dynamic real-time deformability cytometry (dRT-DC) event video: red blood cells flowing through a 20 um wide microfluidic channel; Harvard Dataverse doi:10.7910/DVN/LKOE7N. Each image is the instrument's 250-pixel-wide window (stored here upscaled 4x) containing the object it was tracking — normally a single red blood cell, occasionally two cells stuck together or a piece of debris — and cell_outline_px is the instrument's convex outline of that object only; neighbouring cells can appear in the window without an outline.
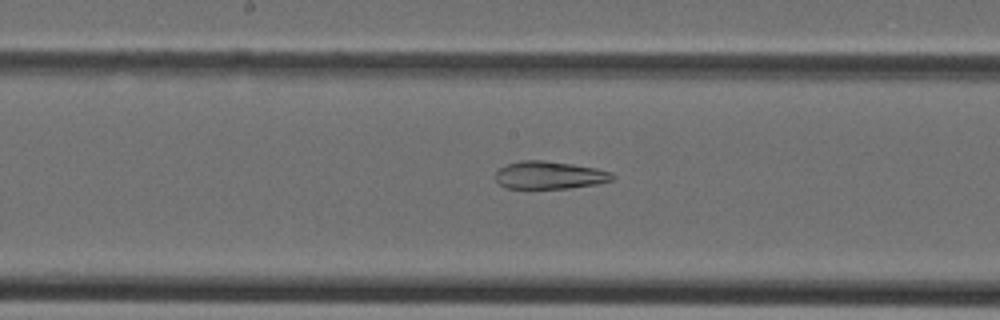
{"species": "Egyptian fruit bat (a non-hibernating species)", "species_latin": "Rousettus aegyptiacus", "temperature_condition": "cold", "stored_images_in_passage": 40, "camera_frame_rate_fps": 3000, "um_per_image_px": 0.085, "animal": {"sex": "female"}, "frame": {"image": 1, "passage_image": 21, "time_ms": 6.667, "image_size_px": [1000, 320], "cell_outline_px": [[616, 176], [612, 180], [600, 184], [568, 188], [504, 188], [496, 180], [496, 172], [500, 168], [508, 164], [520, 160], [544, 160], [572, 164], [596, 168], [612, 172]], "centroid_in_image_um": [46.74, 14.89], "position_along_channel_um": 201.5, "area_um2": 18.96}}
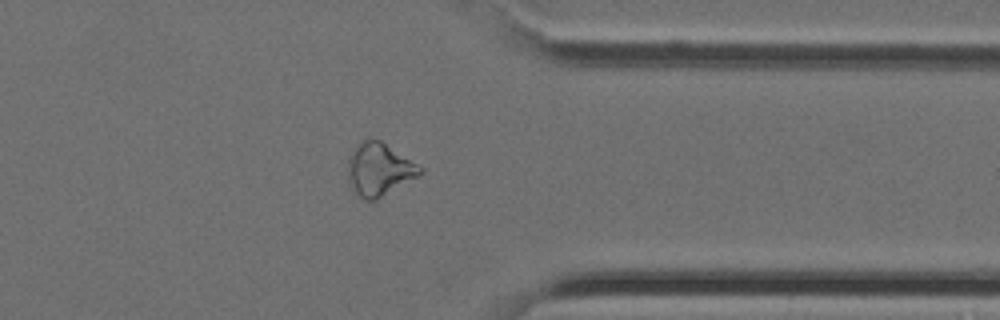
{"frame": {"image": 2, "passage_image": 32, "time_ms": 10.333, "image_size_px": [1000, 320], "cell_outline_px": [[424, 172], [376, 200], [360, 200], [352, 192], [348, 184], [348, 160], [352, 152], [364, 140], [380, 140], [424, 168]], "centroid_in_image_um": [32.2, 14.45], "position_along_channel_um": 379.2, "area_um2": 22.08}}
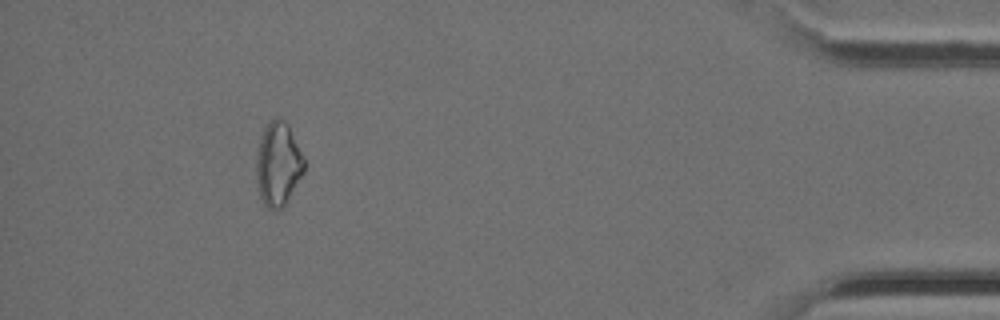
{"frame": {"image": 3, "passage_image": 37, "time_ms": 12.0, "image_size_px": [1000, 320], "cell_outline_px": [[304, 172], [284, 208], [272, 212], [264, 204], [260, 196], [256, 180], [256, 152], [260, 136], [264, 128], [276, 116], [284, 120], [288, 124], [304, 156]], "centroid_in_image_um": [23.63, 13.97], "position_along_channel_um": 411.6, "area_um2": 23.81}}